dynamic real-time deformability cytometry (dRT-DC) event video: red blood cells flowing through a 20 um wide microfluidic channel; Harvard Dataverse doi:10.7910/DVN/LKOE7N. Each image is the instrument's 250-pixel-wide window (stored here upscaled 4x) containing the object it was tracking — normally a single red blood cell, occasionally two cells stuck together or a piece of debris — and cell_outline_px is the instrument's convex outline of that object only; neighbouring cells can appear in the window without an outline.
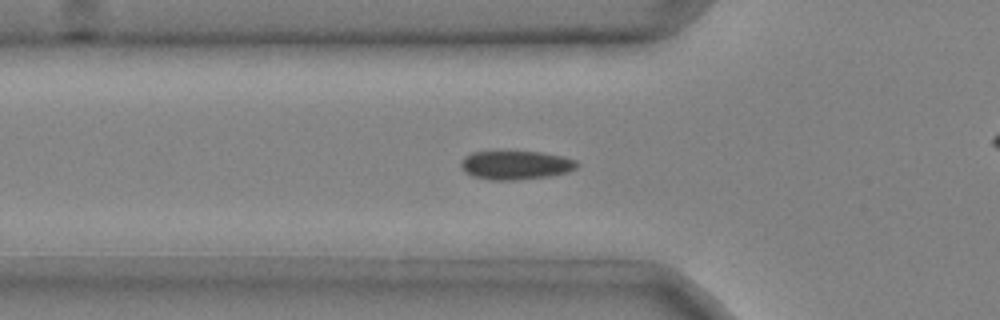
{"species": "common noctule bat (a hibernating species)", "species_latin": "Nyctalus noctula", "temperature_condition": "cold", "stored_images_in_passage": 28, "camera_frame_rate_fps": 3000, "um_per_image_px": 0.085, "animal": {"sex": "male", "body_mass_g": 20.4}, "frame": {"image": 1, "passage_image": 3, "time_ms": 0.667, "image_size_px": [1000, 320], "cell_outline_px": [[580, 164], [576, 168], [568, 172], [548, 176], [516, 180], [488, 180], [472, 176], [464, 172], [460, 164], [460, 160], [464, 156], [472, 152], [540, 152], [560, 156], [576, 160]], "centroid_in_image_um": [43.8, 14.04], "position_along_channel_um": 82.0, "area_um2": 19.48}}
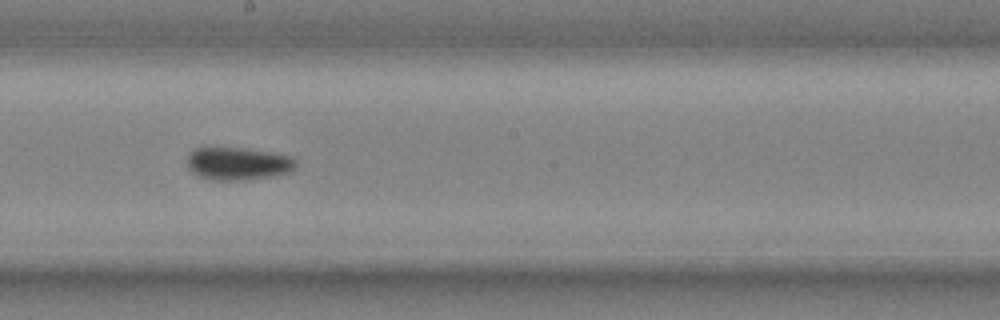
{"frame": {"image": 2, "passage_image": 14, "time_ms": 4.333, "image_size_px": [1000, 320], "cell_outline_px": [[296, 164], [292, 172], [272, 176], [244, 180], [212, 180], [200, 176], [192, 172], [188, 168], [188, 156], [196, 148], [204, 144], [244, 148], [292, 156], [296, 160]], "centroid_in_image_um": [20.2, 13.87], "position_along_channel_um": 228.0, "area_um2": 21.33}}
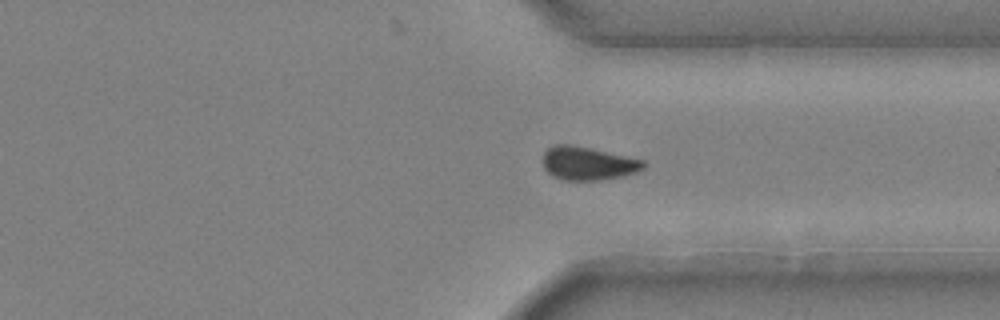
{"frame": {"image": 3, "passage_image": 24, "time_ms": 7.667, "image_size_px": [1000, 320], "cell_outline_px": [[644, 168], [636, 172], [624, 176], [600, 180], [564, 180], [552, 176], [544, 168], [544, 152], [548, 148], [556, 144], [568, 144], [588, 148], [644, 160]], "centroid_in_image_um": [49.96, 13.9], "position_along_channel_um": 361.4, "area_um2": 19.31}}